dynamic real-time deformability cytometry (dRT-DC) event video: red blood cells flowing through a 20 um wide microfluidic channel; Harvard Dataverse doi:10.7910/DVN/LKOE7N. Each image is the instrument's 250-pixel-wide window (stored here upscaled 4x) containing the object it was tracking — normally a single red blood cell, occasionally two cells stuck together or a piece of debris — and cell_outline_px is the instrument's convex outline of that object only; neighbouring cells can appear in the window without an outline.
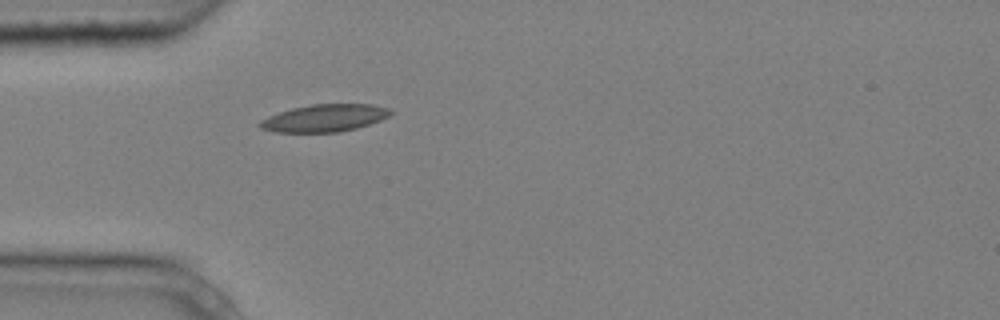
{"species": "common noctule bat (a hibernating species)", "species_latin": "Nyctalus noctula", "temperature_condition": "cold", "stored_images_in_passage": 1, "camera_frame_rate_fps": 3000, "um_per_image_px": 0.085, "animal": {"sex": "male", "body_mass_g": 20.4}, "frame": {"image": 1, "passage_image": 1, "time_ms": 0.0, "image_size_px": [1000, 320], "cell_outline_px": [[392, 112], [388, 116], [380, 120], [356, 128], [340, 132], [276, 132], [260, 128], [256, 124], [260, 120], [268, 116], [292, 108], [312, 104], [372, 104], [388, 108]], "centroid_in_image_um": [27.54, 10.03], "position_along_channel_um": 57.5, "area_um2": 20.75}}